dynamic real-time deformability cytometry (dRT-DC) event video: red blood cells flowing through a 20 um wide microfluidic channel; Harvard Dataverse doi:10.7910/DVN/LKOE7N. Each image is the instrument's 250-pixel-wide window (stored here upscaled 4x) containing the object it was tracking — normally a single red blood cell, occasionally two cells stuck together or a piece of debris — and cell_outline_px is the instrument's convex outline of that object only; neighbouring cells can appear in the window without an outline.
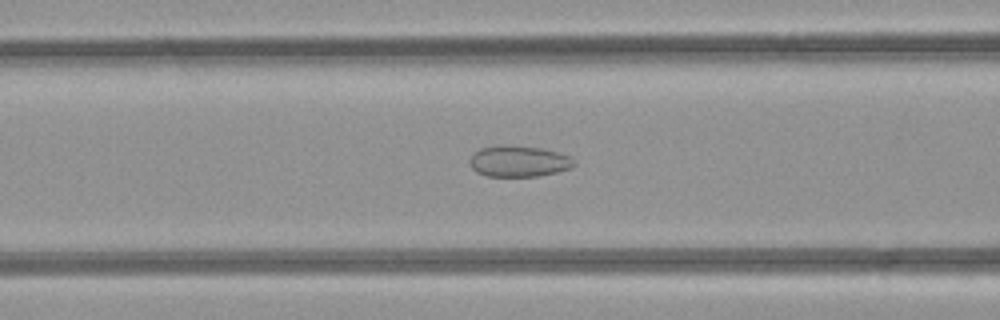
{"species": "common noctule bat (a hibernating species)", "species_latin": "Nyctalus noctula", "temperature_condition": "room temperature", "stored_images_in_passage": 48, "camera_frame_rate_fps": 3000, "um_per_image_px": 0.085, "animal": {"sex": "female", "body_mass_g": 21.9}, "frame": {"image": 1, "passage_image": 19, "time_ms": 6.0, "image_size_px": [1000, 320], "cell_outline_px": [[576, 164], [568, 168], [556, 172], [540, 176], [488, 176], [476, 172], [468, 164], [468, 160], [472, 152], [480, 148], [500, 144], [540, 148], [572, 156], [576, 160]], "centroid_in_image_um": [44.05, 13.69], "position_along_channel_um": 122.6, "area_um2": 19.19}}
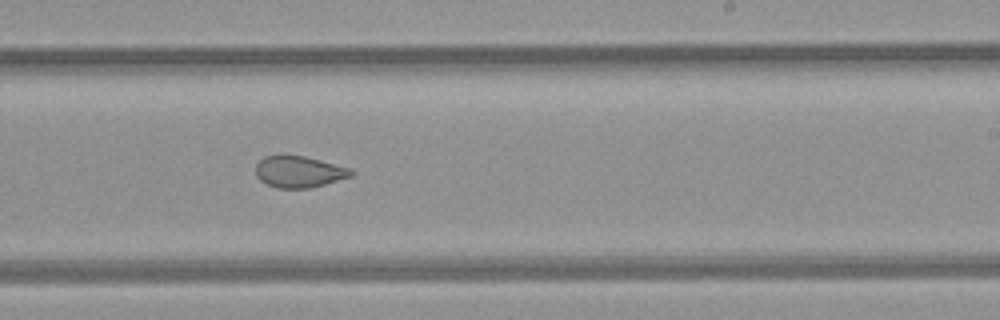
{"frame": {"image": 2, "passage_image": 29, "time_ms": 9.333, "image_size_px": [1000, 320], "cell_outline_px": [[356, 172], [352, 176], [312, 188], [276, 188], [260, 180], [256, 176], [256, 164], [264, 156], [304, 156], [352, 168]], "centroid_in_image_um": [25.46, 14.61], "position_along_channel_um": 263.5, "area_um2": 17.51}}
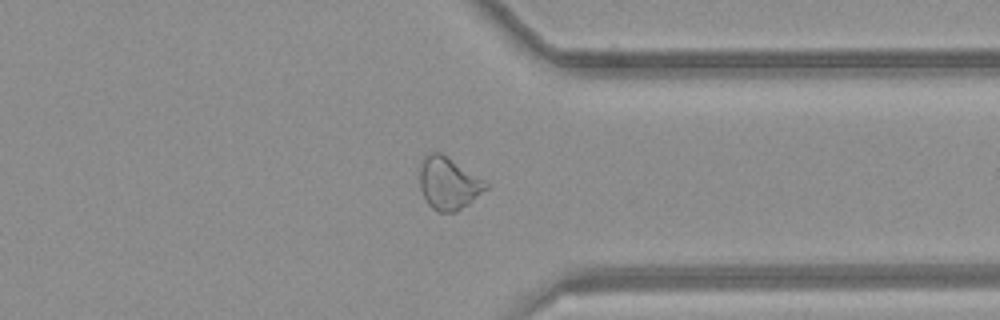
{"frame": {"image": 3, "passage_image": 37, "time_ms": 12.0, "image_size_px": [1000, 320], "cell_outline_px": [[488, 188], [468, 204], [456, 212], [436, 212], [428, 204], [420, 188], [420, 164], [424, 156], [428, 152], [440, 152], [488, 184]], "centroid_in_image_um": [38.08, 15.6], "position_along_channel_um": 373.3, "area_um2": 19.83}, "authors_computed_cell_mechanics": {"area_um2": 21.7328, "velocity_mm_per_s": 4.2295, "shape_relaxation_time_tau1_ms": null, "shape_relaxation_time_tau2_ms": 1.4788, "deformation_change_tau1": null, "deformation_change_tau2": 0.0677}}